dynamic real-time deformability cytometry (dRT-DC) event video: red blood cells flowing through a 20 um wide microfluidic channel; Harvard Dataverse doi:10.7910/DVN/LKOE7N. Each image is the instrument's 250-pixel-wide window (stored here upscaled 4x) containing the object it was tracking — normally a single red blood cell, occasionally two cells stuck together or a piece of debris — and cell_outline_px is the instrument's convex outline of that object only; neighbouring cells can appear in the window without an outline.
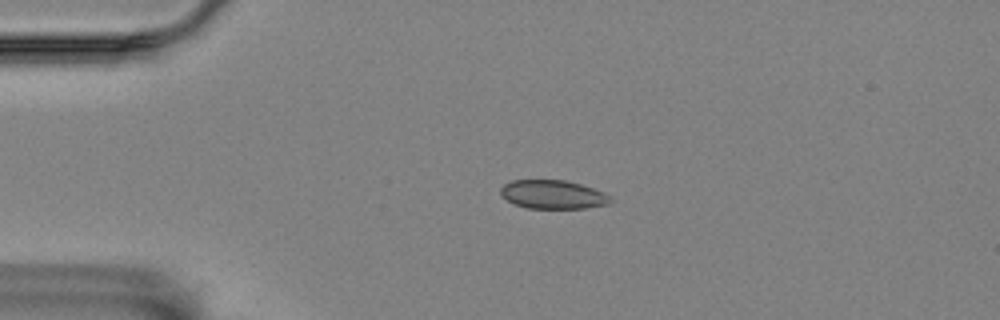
{"species": "Egyptian fruit bat (a non-hibernating species)", "species_latin": "Rousettus aegyptiacus", "temperature_condition": "room temperature", "stored_images_in_passage": 2, "camera_frame_rate_fps": 3000, "um_per_image_px": 0.085, "animal": {"sex": "female"}, "frame": {"image": 1, "passage_image": 1, "time_ms": 0.0, "image_size_px": [1000, 320], "cell_outline_px": [[612, 200], [608, 204], [584, 208], [528, 208], [516, 204], [500, 196], [500, 188], [504, 184], [512, 180], [564, 180], [580, 184], [604, 192]], "centroid_in_image_um": [46.97, 16.53], "position_along_channel_um": 38.0, "area_um2": 18.21}}